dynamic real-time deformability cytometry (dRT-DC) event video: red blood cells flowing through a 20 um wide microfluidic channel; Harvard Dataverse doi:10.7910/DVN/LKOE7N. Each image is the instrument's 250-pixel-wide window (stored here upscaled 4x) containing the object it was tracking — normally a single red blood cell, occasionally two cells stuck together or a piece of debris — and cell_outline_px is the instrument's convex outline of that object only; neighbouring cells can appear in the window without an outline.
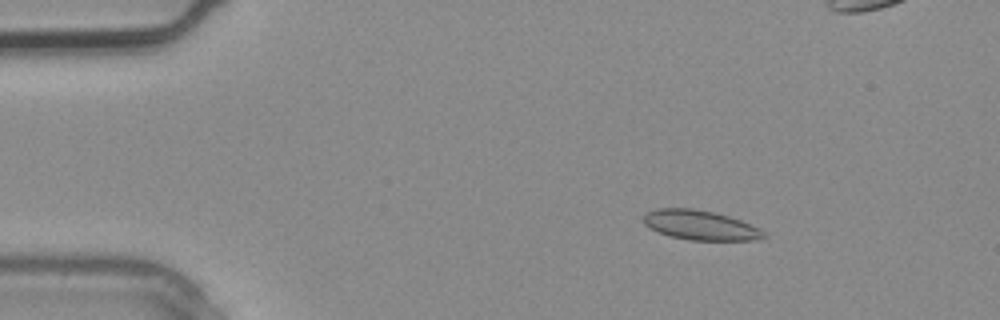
{"species": "common noctule bat (a hibernating species)", "species_latin": "Nyctalus noctula", "temperature_condition": "warm", "stored_images_in_passage": 3, "camera_frame_rate_fps": 3000, "um_per_image_px": 0.085, "animal": {"sex": "male", "body_mass_g": 20.4}, "frame": {"image": 1, "passage_image": 1, "time_ms": 0.0, "image_size_px": [1000, 320], "cell_outline_px": [[768, 236], [756, 240], [688, 240], [668, 236], [648, 228], [644, 224], [644, 216], [648, 212], [656, 208], [692, 208], [712, 212], [728, 216], [740, 220], [760, 228]], "centroid_in_image_um": [59.51, 19.15], "position_along_channel_um": 25.5, "area_um2": 20.81}}